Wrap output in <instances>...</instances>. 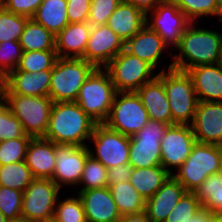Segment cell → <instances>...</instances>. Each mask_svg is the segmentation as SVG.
<instances>
[{
	"label": "cell",
	"instance_id": "obj_1",
	"mask_svg": "<svg viewBox=\"0 0 222 222\" xmlns=\"http://www.w3.org/2000/svg\"><path fill=\"white\" fill-rule=\"evenodd\" d=\"M218 23L216 27H222V23ZM221 44L220 30L209 29L199 22H191L182 34L180 43L172 51L173 69L186 72L192 67L218 64Z\"/></svg>",
	"mask_w": 222,
	"mask_h": 222
},
{
	"label": "cell",
	"instance_id": "obj_2",
	"mask_svg": "<svg viewBox=\"0 0 222 222\" xmlns=\"http://www.w3.org/2000/svg\"><path fill=\"white\" fill-rule=\"evenodd\" d=\"M97 123L76 102H53L45 139L87 146Z\"/></svg>",
	"mask_w": 222,
	"mask_h": 222
},
{
	"label": "cell",
	"instance_id": "obj_3",
	"mask_svg": "<svg viewBox=\"0 0 222 222\" xmlns=\"http://www.w3.org/2000/svg\"><path fill=\"white\" fill-rule=\"evenodd\" d=\"M222 166V146L196 142L186 161L172 176L187 192H194L211 174L219 173Z\"/></svg>",
	"mask_w": 222,
	"mask_h": 222
},
{
	"label": "cell",
	"instance_id": "obj_4",
	"mask_svg": "<svg viewBox=\"0 0 222 222\" xmlns=\"http://www.w3.org/2000/svg\"><path fill=\"white\" fill-rule=\"evenodd\" d=\"M157 77L164 83L172 116V125H191L198 104L191 77L187 72L176 69L158 72Z\"/></svg>",
	"mask_w": 222,
	"mask_h": 222
},
{
	"label": "cell",
	"instance_id": "obj_5",
	"mask_svg": "<svg viewBox=\"0 0 222 222\" xmlns=\"http://www.w3.org/2000/svg\"><path fill=\"white\" fill-rule=\"evenodd\" d=\"M117 91L105 68H95L80 88L76 103L97 123H104Z\"/></svg>",
	"mask_w": 222,
	"mask_h": 222
},
{
	"label": "cell",
	"instance_id": "obj_6",
	"mask_svg": "<svg viewBox=\"0 0 222 222\" xmlns=\"http://www.w3.org/2000/svg\"><path fill=\"white\" fill-rule=\"evenodd\" d=\"M95 68L85 59L58 57L52 68L49 97L53 102H75L81 86Z\"/></svg>",
	"mask_w": 222,
	"mask_h": 222
},
{
	"label": "cell",
	"instance_id": "obj_7",
	"mask_svg": "<svg viewBox=\"0 0 222 222\" xmlns=\"http://www.w3.org/2000/svg\"><path fill=\"white\" fill-rule=\"evenodd\" d=\"M1 95L4 104L22 123L26 135L32 138L45 136L53 105L49 96Z\"/></svg>",
	"mask_w": 222,
	"mask_h": 222
},
{
	"label": "cell",
	"instance_id": "obj_8",
	"mask_svg": "<svg viewBox=\"0 0 222 222\" xmlns=\"http://www.w3.org/2000/svg\"><path fill=\"white\" fill-rule=\"evenodd\" d=\"M117 92H136L154 80L158 72L151 64L122 50L104 67Z\"/></svg>",
	"mask_w": 222,
	"mask_h": 222
},
{
	"label": "cell",
	"instance_id": "obj_9",
	"mask_svg": "<svg viewBox=\"0 0 222 222\" xmlns=\"http://www.w3.org/2000/svg\"><path fill=\"white\" fill-rule=\"evenodd\" d=\"M61 191L50 178H34L23 192L21 217L30 222L51 221L58 197L71 194Z\"/></svg>",
	"mask_w": 222,
	"mask_h": 222
},
{
	"label": "cell",
	"instance_id": "obj_10",
	"mask_svg": "<svg viewBox=\"0 0 222 222\" xmlns=\"http://www.w3.org/2000/svg\"><path fill=\"white\" fill-rule=\"evenodd\" d=\"M149 120L147 111L136 92H117L104 124L114 131L131 137Z\"/></svg>",
	"mask_w": 222,
	"mask_h": 222
},
{
	"label": "cell",
	"instance_id": "obj_11",
	"mask_svg": "<svg viewBox=\"0 0 222 222\" xmlns=\"http://www.w3.org/2000/svg\"><path fill=\"white\" fill-rule=\"evenodd\" d=\"M87 147L90 156L107 169L129 163L130 137L108 128L104 123L95 125Z\"/></svg>",
	"mask_w": 222,
	"mask_h": 222
},
{
	"label": "cell",
	"instance_id": "obj_12",
	"mask_svg": "<svg viewBox=\"0 0 222 222\" xmlns=\"http://www.w3.org/2000/svg\"><path fill=\"white\" fill-rule=\"evenodd\" d=\"M169 124L149 120L147 124L130 137L129 164L133 168H147L161 165V140Z\"/></svg>",
	"mask_w": 222,
	"mask_h": 222
},
{
	"label": "cell",
	"instance_id": "obj_13",
	"mask_svg": "<svg viewBox=\"0 0 222 222\" xmlns=\"http://www.w3.org/2000/svg\"><path fill=\"white\" fill-rule=\"evenodd\" d=\"M191 21L172 0H163L146 14V25L173 51Z\"/></svg>",
	"mask_w": 222,
	"mask_h": 222
},
{
	"label": "cell",
	"instance_id": "obj_14",
	"mask_svg": "<svg viewBox=\"0 0 222 222\" xmlns=\"http://www.w3.org/2000/svg\"><path fill=\"white\" fill-rule=\"evenodd\" d=\"M55 169L52 180L63 190L78 189L87 158L90 156L87 146L73 144H55ZM65 186V187H64ZM64 187V188H63Z\"/></svg>",
	"mask_w": 222,
	"mask_h": 222
},
{
	"label": "cell",
	"instance_id": "obj_15",
	"mask_svg": "<svg viewBox=\"0 0 222 222\" xmlns=\"http://www.w3.org/2000/svg\"><path fill=\"white\" fill-rule=\"evenodd\" d=\"M195 143L191 125H169L161 140V165L172 175L189 157Z\"/></svg>",
	"mask_w": 222,
	"mask_h": 222
},
{
	"label": "cell",
	"instance_id": "obj_16",
	"mask_svg": "<svg viewBox=\"0 0 222 222\" xmlns=\"http://www.w3.org/2000/svg\"><path fill=\"white\" fill-rule=\"evenodd\" d=\"M124 50L133 56L139 57L151 64L159 72L173 69L172 50L163 41V39L154 31L145 25L131 39L124 44ZM169 53V54H168ZM165 54L170 55V58ZM170 59V64L161 63L165 59ZM162 64V66H161ZM161 66V68L159 67ZM159 67V68H158ZM164 67V68H163ZM158 68V69H157Z\"/></svg>",
	"mask_w": 222,
	"mask_h": 222
},
{
	"label": "cell",
	"instance_id": "obj_17",
	"mask_svg": "<svg viewBox=\"0 0 222 222\" xmlns=\"http://www.w3.org/2000/svg\"><path fill=\"white\" fill-rule=\"evenodd\" d=\"M124 41L105 25L91 26L84 59L96 68H104L122 50Z\"/></svg>",
	"mask_w": 222,
	"mask_h": 222
},
{
	"label": "cell",
	"instance_id": "obj_18",
	"mask_svg": "<svg viewBox=\"0 0 222 222\" xmlns=\"http://www.w3.org/2000/svg\"><path fill=\"white\" fill-rule=\"evenodd\" d=\"M191 127L196 142L222 146V102L198 101Z\"/></svg>",
	"mask_w": 222,
	"mask_h": 222
},
{
	"label": "cell",
	"instance_id": "obj_19",
	"mask_svg": "<svg viewBox=\"0 0 222 222\" xmlns=\"http://www.w3.org/2000/svg\"><path fill=\"white\" fill-rule=\"evenodd\" d=\"M51 75L52 70L29 73L15 69L1 81L0 94L49 96Z\"/></svg>",
	"mask_w": 222,
	"mask_h": 222
},
{
	"label": "cell",
	"instance_id": "obj_20",
	"mask_svg": "<svg viewBox=\"0 0 222 222\" xmlns=\"http://www.w3.org/2000/svg\"><path fill=\"white\" fill-rule=\"evenodd\" d=\"M73 193L82 200L87 222H118L121 218L109 187Z\"/></svg>",
	"mask_w": 222,
	"mask_h": 222
},
{
	"label": "cell",
	"instance_id": "obj_21",
	"mask_svg": "<svg viewBox=\"0 0 222 222\" xmlns=\"http://www.w3.org/2000/svg\"><path fill=\"white\" fill-rule=\"evenodd\" d=\"M186 189L172 175L146 200L145 213L150 222H164L173 208L177 205Z\"/></svg>",
	"mask_w": 222,
	"mask_h": 222
},
{
	"label": "cell",
	"instance_id": "obj_22",
	"mask_svg": "<svg viewBox=\"0 0 222 222\" xmlns=\"http://www.w3.org/2000/svg\"><path fill=\"white\" fill-rule=\"evenodd\" d=\"M198 101L222 102V66L200 65L188 69Z\"/></svg>",
	"mask_w": 222,
	"mask_h": 222
},
{
	"label": "cell",
	"instance_id": "obj_23",
	"mask_svg": "<svg viewBox=\"0 0 222 222\" xmlns=\"http://www.w3.org/2000/svg\"><path fill=\"white\" fill-rule=\"evenodd\" d=\"M90 31L91 25L88 22L69 23L55 36L58 57L84 59Z\"/></svg>",
	"mask_w": 222,
	"mask_h": 222
},
{
	"label": "cell",
	"instance_id": "obj_24",
	"mask_svg": "<svg viewBox=\"0 0 222 222\" xmlns=\"http://www.w3.org/2000/svg\"><path fill=\"white\" fill-rule=\"evenodd\" d=\"M55 143L44 137L31 138L25 162L34 178H52L55 169Z\"/></svg>",
	"mask_w": 222,
	"mask_h": 222
},
{
	"label": "cell",
	"instance_id": "obj_25",
	"mask_svg": "<svg viewBox=\"0 0 222 222\" xmlns=\"http://www.w3.org/2000/svg\"><path fill=\"white\" fill-rule=\"evenodd\" d=\"M136 93L139 95L150 120L172 125V116L164 83L158 77L144 84Z\"/></svg>",
	"mask_w": 222,
	"mask_h": 222
},
{
	"label": "cell",
	"instance_id": "obj_26",
	"mask_svg": "<svg viewBox=\"0 0 222 222\" xmlns=\"http://www.w3.org/2000/svg\"><path fill=\"white\" fill-rule=\"evenodd\" d=\"M107 25L125 43L146 25V14L122 1L108 18Z\"/></svg>",
	"mask_w": 222,
	"mask_h": 222
},
{
	"label": "cell",
	"instance_id": "obj_27",
	"mask_svg": "<svg viewBox=\"0 0 222 222\" xmlns=\"http://www.w3.org/2000/svg\"><path fill=\"white\" fill-rule=\"evenodd\" d=\"M171 174L162 166L133 168L129 182L145 199L151 198Z\"/></svg>",
	"mask_w": 222,
	"mask_h": 222
},
{
	"label": "cell",
	"instance_id": "obj_28",
	"mask_svg": "<svg viewBox=\"0 0 222 222\" xmlns=\"http://www.w3.org/2000/svg\"><path fill=\"white\" fill-rule=\"evenodd\" d=\"M32 18L54 36L58 35L69 24L67 0H43Z\"/></svg>",
	"mask_w": 222,
	"mask_h": 222
},
{
	"label": "cell",
	"instance_id": "obj_29",
	"mask_svg": "<svg viewBox=\"0 0 222 222\" xmlns=\"http://www.w3.org/2000/svg\"><path fill=\"white\" fill-rule=\"evenodd\" d=\"M19 43L25 52L55 50V36L33 18L27 20Z\"/></svg>",
	"mask_w": 222,
	"mask_h": 222
},
{
	"label": "cell",
	"instance_id": "obj_30",
	"mask_svg": "<svg viewBox=\"0 0 222 222\" xmlns=\"http://www.w3.org/2000/svg\"><path fill=\"white\" fill-rule=\"evenodd\" d=\"M110 192L121 216L145 211L146 200L129 181L112 185Z\"/></svg>",
	"mask_w": 222,
	"mask_h": 222
},
{
	"label": "cell",
	"instance_id": "obj_31",
	"mask_svg": "<svg viewBox=\"0 0 222 222\" xmlns=\"http://www.w3.org/2000/svg\"><path fill=\"white\" fill-rule=\"evenodd\" d=\"M194 193L202 209L222 214V178L219 173L208 176Z\"/></svg>",
	"mask_w": 222,
	"mask_h": 222
},
{
	"label": "cell",
	"instance_id": "obj_32",
	"mask_svg": "<svg viewBox=\"0 0 222 222\" xmlns=\"http://www.w3.org/2000/svg\"><path fill=\"white\" fill-rule=\"evenodd\" d=\"M33 179L34 177L25 160L0 165V186L24 192Z\"/></svg>",
	"mask_w": 222,
	"mask_h": 222
},
{
	"label": "cell",
	"instance_id": "obj_33",
	"mask_svg": "<svg viewBox=\"0 0 222 222\" xmlns=\"http://www.w3.org/2000/svg\"><path fill=\"white\" fill-rule=\"evenodd\" d=\"M191 22H200L208 17L222 21L216 0H172ZM204 17V18H203Z\"/></svg>",
	"mask_w": 222,
	"mask_h": 222
},
{
	"label": "cell",
	"instance_id": "obj_34",
	"mask_svg": "<svg viewBox=\"0 0 222 222\" xmlns=\"http://www.w3.org/2000/svg\"><path fill=\"white\" fill-rule=\"evenodd\" d=\"M76 195V196H75ZM58 197L54 209L53 221L55 222H87L84 207L78 194H71L66 198Z\"/></svg>",
	"mask_w": 222,
	"mask_h": 222
},
{
	"label": "cell",
	"instance_id": "obj_35",
	"mask_svg": "<svg viewBox=\"0 0 222 222\" xmlns=\"http://www.w3.org/2000/svg\"><path fill=\"white\" fill-rule=\"evenodd\" d=\"M77 187L79 189L73 190V192L108 187L107 168L100 161L89 156L86 160L83 174Z\"/></svg>",
	"mask_w": 222,
	"mask_h": 222
},
{
	"label": "cell",
	"instance_id": "obj_36",
	"mask_svg": "<svg viewBox=\"0 0 222 222\" xmlns=\"http://www.w3.org/2000/svg\"><path fill=\"white\" fill-rule=\"evenodd\" d=\"M58 59L56 50L23 51L17 70L29 73L52 70Z\"/></svg>",
	"mask_w": 222,
	"mask_h": 222
},
{
	"label": "cell",
	"instance_id": "obj_37",
	"mask_svg": "<svg viewBox=\"0 0 222 222\" xmlns=\"http://www.w3.org/2000/svg\"><path fill=\"white\" fill-rule=\"evenodd\" d=\"M29 17L0 9V42L19 41Z\"/></svg>",
	"mask_w": 222,
	"mask_h": 222
},
{
	"label": "cell",
	"instance_id": "obj_38",
	"mask_svg": "<svg viewBox=\"0 0 222 222\" xmlns=\"http://www.w3.org/2000/svg\"><path fill=\"white\" fill-rule=\"evenodd\" d=\"M202 210L194 192H186L164 222H188Z\"/></svg>",
	"mask_w": 222,
	"mask_h": 222
},
{
	"label": "cell",
	"instance_id": "obj_39",
	"mask_svg": "<svg viewBox=\"0 0 222 222\" xmlns=\"http://www.w3.org/2000/svg\"><path fill=\"white\" fill-rule=\"evenodd\" d=\"M31 138V136L25 134L22 138L0 142V165L24 161Z\"/></svg>",
	"mask_w": 222,
	"mask_h": 222
},
{
	"label": "cell",
	"instance_id": "obj_40",
	"mask_svg": "<svg viewBox=\"0 0 222 222\" xmlns=\"http://www.w3.org/2000/svg\"><path fill=\"white\" fill-rule=\"evenodd\" d=\"M23 49L19 41L0 42V80L2 81L20 62Z\"/></svg>",
	"mask_w": 222,
	"mask_h": 222
},
{
	"label": "cell",
	"instance_id": "obj_41",
	"mask_svg": "<svg viewBox=\"0 0 222 222\" xmlns=\"http://www.w3.org/2000/svg\"><path fill=\"white\" fill-rule=\"evenodd\" d=\"M22 202V191L0 186V211L9 221L22 218Z\"/></svg>",
	"mask_w": 222,
	"mask_h": 222
},
{
	"label": "cell",
	"instance_id": "obj_42",
	"mask_svg": "<svg viewBox=\"0 0 222 222\" xmlns=\"http://www.w3.org/2000/svg\"><path fill=\"white\" fill-rule=\"evenodd\" d=\"M24 135L22 123L2 102L0 104V142L22 138Z\"/></svg>",
	"mask_w": 222,
	"mask_h": 222
},
{
	"label": "cell",
	"instance_id": "obj_43",
	"mask_svg": "<svg viewBox=\"0 0 222 222\" xmlns=\"http://www.w3.org/2000/svg\"><path fill=\"white\" fill-rule=\"evenodd\" d=\"M123 0H92L87 22L91 26L107 24L108 18Z\"/></svg>",
	"mask_w": 222,
	"mask_h": 222
},
{
	"label": "cell",
	"instance_id": "obj_44",
	"mask_svg": "<svg viewBox=\"0 0 222 222\" xmlns=\"http://www.w3.org/2000/svg\"><path fill=\"white\" fill-rule=\"evenodd\" d=\"M92 0H67L69 23L87 22Z\"/></svg>",
	"mask_w": 222,
	"mask_h": 222
},
{
	"label": "cell",
	"instance_id": "obj_45",
	"mask_svg": "<svg viewBox=\"0 0 222 222\" xmlns=\"http://www.w3.org/2000/svg\"><path fill=\"white\" fill-rule=\"evenodd\" d=\"M43 0H4V7L15 14L32 18Z\"/></svg>",
	"mask_w": 222,
	"mask_h": 222
},
{
	"label": "cell",
	"instance_id": "obj_46",
	"mask_svg": "<svg viewBox=\"0 0 222 222\" xmlns=\"http://www.w3.org/2000/svg\"><path fill=\"white\" fill-rule=\"evenodd\" d=\"M132 171L133 166L129 163L107 169L108 187L110 188L112 185L118 184L119 182L123 183L129 181Z\"/></svg>",
	"mask_w": 222,
	"mask_h": 222
},
{
	"label": "cell",
	"instance_id": "obj_47",
	"mask_svg": "<svg viewBox=\"0 0 222 222\" xmlns=\"http://www.w3.org/2000/svg\"><path fill=\"white\" fill-rule=\"evenodd\" d=\"M162 1L163 0H123V2L137 7L145 14L154 10V8Z\"/></svg>",
	"mask_w": 222,
	"mask_h": 222
},
{
	"label": "cell",
	"instance_id": "obj_48",
	"mask_svg": "<svg viewBox=\"0 0 222 222\" xmlns=\"http://www.w3.org/2000/svg\"><path fill=\"white\" fill-rule=\"evenodd\" d=\"M118 222H150L145 211L138 214L122 215Z\"/></svg>",
	"mask_w": 222,
	"mask_h": 222
},
{
	"label": "cell",
	"instance_id": "obj_49",
	"mask_svg": "<svg viewBox=\"0 0 222 222\" xmlns=\"http://www.w3.org/2000/svg\"><path fill=\"white\" fill-rule=\"evenodd\" d=\"M209 212L202 209L194 217H192L188 222H208Z\"/></svg>",
	"mask_w": 222,
	"mask_h": 222
},
{
	"label": "cell",
	"instance_id": "obj_50",
	"mask_svg": "<svg viewBox=\"0 0 222 222\" xmlns=\"http://www.w3.org/2000/svg\"><path fill=\"white\" fill-rule=\"evenodd\" d=\"M208 222H222V214L209 213Z\"/></svg>",
	"mask_w": 222,
	"mask_h": 222
},
{
	"label": "cell",
	"instance_id": "obj_51",
	"mask_svg": "<svg viewBox=\"0 0 222 222\" xmlns=\"http://www.w3.org/2000/svg\"><path fill=\"white\" fill-rule=\"evenodd\" d=\"M217 9L222 14V0H216Z\"/></svg>",
	"mask_w": 222,
	"mask_h": 222
},
{
	"label": "cell",
	"instance_id": "obj_52",
	"mask_svg": "<svg viewBox=\"0 0 222 222\" xmlns=\"http://www.w3.org/2000/svg\"><path fill=\"white\" fill-rule=\"evenodd\" d=\"M9 220L3 215V213L0 211V222H8Z\"/></svg>",
	"mask_w": 222,
	"mask_h": 222
},
{
	"label": "cell",
	"instance_id": "obj_53",
	"mask_svg": "<svg viewBox=\"0 0 222 222\" xmlns=\"http://www.w3.org/2000/svg\"><path fill=\"white\" fill-rule=\"evenodd\" d=\"M8 222H30V221H27V220H25L23 218H20V219H17V220H10Z\"/></svg>",
	"mask_w": 222,
	"mask_h": 222
},
{
	"label": "cell",
	"instance_id": "obj_54",
	"mask_svg": "<svg viewBox=\"0 0 222 222\" xmlns=\"http://www.w3.org/2000/svg\"><path fill=\"white\" fill-rule=\"evenodd\" d=\"M4 7V0H0V9Z\"/></svg>",
	"mask_w": 222,
	"mask_h": 222
},
{
	"label": "cell",
	"instance_id": "obj_55",
	"mask_svg": "<svg viewBox=\"0 0 222 222\" xmlns=\"http://www.w3.org/2000/svg\"><path fill=\"white\" fill-rule=\"evenodd\" d=\"M222 66V44H221V57H220V62H219Z\"/></svg>",
	"mask_w": 222,
	"mask_h": 222
},
{
	"label": "cell",
	"instance_id": "obj_56",
	"mask_svg": "<svg viewBox=\"0 0 222 222\" xmlns=\"http://www.w3.org/2000/svg\"><path fill=\"white\" fill-rule=\"evenodd\" d=\"M3 102V97L2 95L0 94V104Z\"/></svg>",
	"mask_w": 222,
	"mask_h": 222
},
{
	"label": "cell",
	"instance_id": "obj_57",
	"mask_svg": "<svg viewBox=\"0 0 222 222\" xmlns=\"http://www.w3.org/2000/svg\"><path fill=\"white\" fill-rule=\"evenodd\" d=\"M219 174H220V176H221V178H222V166H221V169H220V171H219Z\"/></svg>",
	"mask_w": 222,
	"mask_h": 222
}]
</instances>
